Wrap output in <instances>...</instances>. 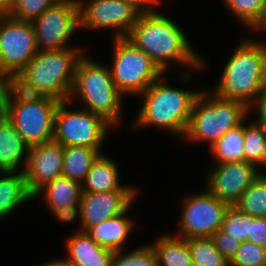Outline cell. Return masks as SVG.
I'll return each instance as SVG.
<instances>
[{
    "label": "cell",
    "mask_w": 266,
    "mask_h": 266,
    "mask_svg": "<svg viewBox=\"0 0 266 266\" xmlns=\"http://www.w3.org/2000/svg\"><path fill=\"white\" fill-rule=\"evenodd\" d=\"M185 32L179 21L157 10L141 13L126 38L152 57L165 73L171 69L172 73L173 66L186 67L180 76L183 86L191 81L195 71L204 72L208 68L207 60L198 54Z\"/></svg>",
    "instance_id": "cell-1"
},
{
    "label": "cell",
    "mask_w": 266,
    "mask_h": 266,
    "mask_svg": "<svg viewBox=\"0 0 266 266\" xmlns=\"http://www.w3.org/2000/svg\"><path fill=\"white\" fill-rule=\"evenodd\" d=\"M166 75L167 73L160 76L136 97L142 103L129 127L130 130L134 129L133 131L155 127L182 139L188 126L193 102L201 90L187 88V85L185 89L171 86L164 79Z\"/></svg>",
    "instance_id": "cell-2"
},
{
    "label": "cell",
    "mask_w": 266,
    "mask_h": 266,
    "mask_svg": "<svg viewBox=\"0 0 266 266\" xmlns=\"http://www.w3.org/2000/svg\"><path fill=\"white\" fill-rule=\"evenodd\" d=\"M84 48L39 50L12 81V85L27 95L68 101L77 62L87 52Z\"/></svg>",
    "instance_id": "cell-3"
},
{
    "label": "cell",
    "mask_w": 266,
    "mask_h": 266,
    "mask_svg": "<svg viewBox=\"0 0 266 266\" xmlns=\"http://www.w3.org/2000/svg\"><path fill=\"white\" fill-rule=\"evenodd\" d=\"M243 36L223 63L219 82L209 90L248 106L266 80V40Z\"/></svg>",
    "instance_id": "cell-4"
},
{
    "label": "cell",
    "mask_w": 266,
    "mask_h": 266,
    "mask_svg": "<svg viewBox=\"0 0 266 266\" xmlns=\"http://www.w3.org/2000/svg\"><path fill=\"white\" fill-rule=\"evenodd\" d=\"M87 53V54H86ZM85 52L76 65L68 101L103 117L114 128L122 124L125 96L117 89L107 64Z\"/></svg>",
    "instance_id": "cell-5"
},
{
    "label": "cell",
    "mask_w": 266,
    "mask_h": 266,
    "mask_svg": "<svg viewBox=\"0 0 266 266\" xmlns=\"http://www.w3.org/2000/svg\"><path fill=\"white\" fill-rule=\"evenodd\" d=\"M248 117L247 106L240 101L225 99L203 88L195 98L183 140L192 145L209 144L210 149L228 130Z\"/></svg>",
    "instance_id": "cell-6"
},
{
    "label": "cell",
    "mask_w": 266,
    "mask_h": 266,
    "mask_svg": "<svg viewBox=\"0 0 266 266\" xmlns=\"http://www.w3.org/2000/svg\"><path fill=\"white\" fill-rule=\"evenodd\" d=\"M58 104L54 98L27 95L11 85L5 98L4 114L31 147L53 140Z\"/></svg>",
    "instance_id": "cell-7"
},
{
    "label": "cell",
    "mask_w": 266,
    "mask_h": 266,
    "mask_svg": "<svg viewBox=\"0 0 266 266\" xmlns=\"http://www.w3.org/2000/svg\"><path fill=\"white\" fill-rule=\"evenodd\" d=\"M112 60L109 64L112 80L125 96L136 98L165 72L147 53L126 37L112 38Z\"/></svg>",
    "instance_id": "cell-8"
},
{
    "label": "cell",
    "mask_w": 266,
    "mask_h": 266,
    "mask_svg": "<svg viewBox=\"0 0 266 266\" xmlns=\"http://www.w3.org/2000/svg\"><path fill=\"white\" fill-rule=\"evenodd\" d=\"M72 105L69 101L59 102L55 113L53 140L64 147L86 146L104 153L103 144L106 143L109 132L115 128L103 117Z\"/></svg>",
    "instance_id": "cell-9"
},
{
    "label": "cell",
    "mask_w": 266,
    "mask_h": 266,
    "mask_svg": "<svg viewBox=\"0 0 266 266\" xmlns=\"http://www.w3.org/2000/svg\"><path fill=\"white\" fill-rule=\"evenodd\" d=\"M199 193L190 194L181 201L182 209L175 236L189 239L211 237L221 228L229 204L220 201L205 187ZM178 231V232H177Z\"/></svg>",
    "instance_id": "cell-10"
},
{
    "label": "cell",
    "mask_w": 266,
    "mask_h": 266,
    "mask_svg": "<svg viewBox=\"0 0 266 266\" xmlns=\"http://www.w3.org/2000/svg\"><path fill=\"white\" fill-rule=\"evenodd\" d=\"M38 50H59L69 47L80 30L78 0H59L32 21Z\"/></svg>",
    "instance_id": "cell-11"
},
{
    "label": "cell",
    "mask_w": 266,
    "mask_h": 266,
    "mask_svg": "<svg viewBox=\"0 0 266 266\" xmlns=\"http://www.w3.org/2000/svg\"><path fill=\"white\" fill-rule=\"evenodd\" d=\"M38 51L32 22L0 15V72L13 81Z\"/></svg>",
    "instance_id": "cell-12"
},
{
    "label": "cell",
    "mask_w": 266,
    "mask_h": 266,
    "mask_svg": "<svg viewBox=\"0 0 266 266\" xmlns=\"http://www.w3.org/2000/svg\"><path fill=\"white\" fill-rule=\"evenodd\" d=\"M78 3L80 30H108L112 38L126 37L141 14L124 0H78Z\"/></svg>",
    "instance_id": "cell-13"
},
{
    "label": "cell",
    "mask_w": 266,
    "mask_h": 266,
    "mask_svg": "<svg viewBox=\"0 0 266 266\" xmlns=\"http://www.w3.org/2000/svg\"><path fill=\"white\" fill-rule=\"evenodd\" d=\"M211 167V168H210ZM205 173L204 187L220 201L233 206L259 175V168L249 162H213Z\"/></svg>",
    "instance_id": "cell-14"
},
{
    "label": "cell",
    "mask_w": 266,
    "mask_h": 266,
    "mask_svg": "<svg viewBox=\"0 0 266 266\" xmlns=\"http://www.w3.org/2000/svg\"><path fill=\"white\" fill-rule=\"evenodd\" d=\"M137 190H115L108 192H82L80 209L81 231L98 225L104 220L126 211L138 199Z\"/></svg>",
    "instance_id": "cell-15"
},
{
    "label": "cell",
    "mask_w": 266,
    "mask_h": 266,
    "mask_svg": "<svg viewBox=\"0 0 266 266\" xmlns=\"http://www.w3.org/2000/svg\"><path fill=\"white\" fill-rule=\"evenodd\" d=\"M64 146L52 140L31 146L24 170L28 191L34 195L46 183L62 176Z\"/></svg>",
    "instance_id": "cell-16"
},
{
    "label": "cell",
    "mask_w": 266,
    "mask_h": 266,
    "mask_svg": "<svg viewBox=\"0 0 266 266\" xmlns=\"http://www.w3.org/2000/svg\"><path fill=\"white\" fill-rule=\"evenodd\" d=\"M134 204L135 202L123 213L89 227L85 232L97 244L113 252L127 249L126 246L129 245L127 239L131 238V233L133 234L135 223H137L134 218L128 215Z\"/></svg>",
    "instance_id": "cell-17"
},
{
    "label": "cell",
    "mask_w": 266,
    "mask_h": 266,
    "mask_svg": "<svg viewBox=\"0 0 266 266\" xmlns=\"http://www.w3.org/2000/svg\"><path fill=\"white\" fill-rule=\"evenodd\" d=\"M119 165L108 154L101 153L92 163L82 185V192H108L115 190H139L132 184H122ZM121 182V183H120Z\"/></svg>",
    "instance_id": "cell-18"
},
{
    "label": "cell",
    "mask_w": 266,
    "mask_h": 266,
    "mask_svg": "<svg viewBox=\"0 0 266 266\" xmlns=\"http://www.w3.org/2000/svg\"><path fill=\"white\" fill-rule=\"evenodd\" d=\"M30 146L4 116L0 120V172L24 171Z\"/></svg>",
    "instance_id": "cell-19"
},
{
    "label": "cell",
    "mask_w": 266,
    "mask_h": 266,
    "mask_svg": "<svg viewBox=\"0 0 266 266\" xmlns=\"http://www.w3.org/2000/svg\"><path fill=\"white\" fill-rule=\"evenodd\" d=\"M65 240V258L76 266H110L112 250L97 244L86 232H72Z\"/></svg>",
    "instance_id": "cell-20"
},
{
    "label": "cell",
    "mask_w": 266,
    "mask_h": 266,
    "mask_svg": "<svg viewBox=\"0 0 266 266\" xmlns=\"http://www.w3.org/2000/svg\"><path fill=\"white\" fill-rule=\"evenodd\" d=\"M33 201L28 191L24 171L0 172V221L16 212L27 202Z\"/></svg>",
    "instance_id": "cell-21"
},
{
    "label": "cell",
    "mask_w": 266,
    "mask_h": 266,
    "mask_svg": "<svg viewBox=\"0 0 266 266\" xmlns=\"http://www.w3.org/2000/svg\"><path fill=\"white\" fill-rule=\"evenodd\" d=\"M82 185L70 178L60 176L46 183L34 195L33 200H43L49 213L63 207L80 205ZM41 197V198H40Z\"/></svg>",
    "instance_id": "cell-22"
},
{
    "label": "cell",
    "mask_w": 266,
    "mask_h": 266,
    "mask_svg": "<svg viewBox=\"0 0 266 266\" xmlns=\"http://www.w3.org/2000/svg\"><path fill=\"white\" fill-rule=\"evenodd\" d=\"M154 238L150 245L156 253L158 266H194L186 239L167 231Z\"/></svg>",
    "instance_id": "cell-23"
},
{
    "label": "cell",
    "mask_w": 266,
    "mask_h": 266,
    "mask_svg": "<svg viewBox=\"0 0 266 266\" xmlns=\"http://www.w3.org/2000/svg\"><path fill=\"white\" fill-rule=\"evenodd\" d=\"M101 152L92 147L66 146L63 151L62 176L82 184L92 163Z\"/></svg>",
    "instance_id": "cell-24"
},
{
    "label": "cell",
    "mask_w": 266,
    "mask_h": 266,
    "mask_svg": "<svg viewBox=\"0 0 266 266\" xmlns=\"http://www.w3.org/2000/svg\"><path fill=\"white\" fill-rule=\"evenodd\" d=\"M250 118L243 121L244 160L259 168L266 159V126Z\"/></svg>",
    "instance_id": "cell-25"
},
{
    "label": "cell",
    "mask_w": 266,
    "mask_h": 266,
    "mask_svg": "<svg viewBox=\"0 0 266 266\" xmlns=\"http://www.w3.org/2000/svg\"><path fill=\"white\" fill-rule=\"evenodd\" d=\"M227 12L236 18L245 30L262 33L264 0H221Z\"/></svg>",
    "instance_id": "cell-26"
},
{
    "label": "cell",
    "mask_w": 266,
    "mask_h": 266,
    "mask_svg": "<svg viewBox=\"0 0 266 266\" xmlns=\"http://www.w3.org/2000/svg\"><path fill=\"white\" fill-rule=\"evenodd\" d=\"M243 122L228 130L214 145L208 149L213 162H232L244 160Z\"/></svg>",
    "instance_id": "cell-27"
},
{
    "label": "cell",
    "mask_w": 266,
    "mask_h": 266,
    "mask_svg": "<svg viewBox=\"0 0 266 266\" xmlns=\"http://www.w3.org/2000/svg\"><path fill=\"white\" fill-rule=\"evenodd\" d=\"M234 206L244 214L266 217V178L258 175Z\"/></svg>",
    "instance_id": "cell-28"
},
{
    "label": "cell",
    "mask_w": 266,
    "mask_h": 266,
    "mask_svg": "<svg viewBox=\"0 0 266 266\" xmlns=\"http://www.w3.org/2000/svg\"><path fill=\"white\" fill-rule=\"evenodd\" d=\"M186 240L194 266H230L229 261L216 249L211 237Z\"/></svg>",
    "instance_id": "cell-29"
},
{
    "label": "cell",
    "mask_w": 266,
    "mask_h": 266,
    "mask_svg": "<svg viewBox=\"0 0 266 266\" xmlns=\"http://www.w3.org/2000/svg\"><path fill=\"white\" fill-rule=\"evenodd\" d=\"M110 266H158L156 253L150 243L135 249L114 252Z\"/></svg>",
    "instance_id": "cell-30"
},
{
    "label": "cell",
    "mask_w": 266,
    "mask_h": 266,
    "mask_svg": "<svg viewBox=\"0 0 266 266\" xmlns=\"http://www.w3.org/2000/svg\"><path fill=\"white\" fill-rule=\"evenodd\" d=\"M220 229L240 242L248 241L251 229V215L242 213L234 205L229 206Z\"/></svg>",
    "instance_id": "cell-31"
},
{
    "label": "cell",
    "mask_w": 266,
    "mask_h": 266,
    "mask_svg": "<svg viewBox=\"0 0 266 266\" xmlns=\"http://www.w3.org/2000/svg\"><path fill=\"white\" fill-rule=\"evenodd\" d=\"M58 1L59 0H13L8 15L20 21L32 22Z\"/></svg>",
    "instance_id": "cell-32"
},
{
    "label": "cell",
    "mask_w": 266,
    "mask_h": 266,
    "mask_svg": "<svg viewBox=\"0 0 266 266\" xmlns=\"http://www.w3.org/2000/svg\"><path fill=\"white\" fill-rule=\"evenodd\" d=\"M230 266H266V248L249 241L240 243Z\"/></svg>",
    "instance_id": "cell-33"
},
{
    "label": "cell",
    "mask_w": 266,
    "mask_h": 266,
    "mask_svg": "<svg viewBox=\"0 0 266 266\" xmlns=\"http://www.w3.org/2000/svg\"><path fill=\"white\" fill-rule=\"evenodd\" d=\"M211 238L216 249L230 262L234 258L241 242L221 229L217 230Z\"/></svg>",
    "instance_id": "cell-34"
},
{
    "label": "cell",
    "mask_w": 266,
    "mask_h": 266,
    "mask_svg": "<svg viewBox=\"0 0 266 266\" xmlns=\"http://www.w3.org/2000/svg\"><path fill=\"white\" fill-rule=\"evenodd\" d=\"M247 112L248 117L252 116L253 122L266 126V80L256 97L247 106Z\"/></svg>",
    "instance_id": "cell-35"
},
{
    "label": "cell",
    "mask_w": 266,
    "mask_h": 266,
    "mask_svg": "<svg viewBox=\"0 0 266 266\" xmlns=\"http://www.w3.org/2000/svg\"><path fill=\"white\" fill-rule=\"evenodd\" d=\"M248 241L266 248V217L251 216V229Z\"/></svg>",
    "instance_id": "cell-36"
},
{
    "label": "cell",
    "mask_w": 266,
    "mask_h": 266,
    "mask_svg": "<svg viewBox=\"0 0 266 266\" xmlns=\"http://www.w3.org/2000/svg\"><path fill=\"white\" fill-rule=\"evenodd\" d=\"M55 219H57L59 222L62 223H73L76 221V219H79L80 223L75 232H80L81 231V225H82V214H81V209L80 205H73V206H68V207H63L58 210H53L50 213Z\"/></svg>",
    "instance_id": "cell-37"
},
{
    "label": "cell",
    "mask_w": 266,
    "mask_h": 266,
    "mask_svg": "<svg viewBox=\"0 0 266 266\" xmlns=\"http://www.w3.org/2000/svg\"><path fill=\"white\" fill-rule=\"evenodd\" d=\"M130 4H132L135 8H137L141 13L145 12H153L159 10L160 3L162 4V0H124Z\"/></svg>",
    "instance_id": "cell-38"
},
{
    "label": "cell",
    "mask_w": 266,
    "mask_h": 266,
    "mask_svg": "<svg viewBox=\"0 0 266 266\" xmlns=\"http://www.w3.org/2000/svg\"><path fill=\"white\" fill-rule=\"evenodd\" d=\"M12 81L2 72H0V111H4L5 98Z\"/></svg>",
    "instance_id": "cell-39"
},
{
    "label": "cell",
    "mask_w": 266,
    "mask_h": 266,
    "mask_svg": "<svg viewBox=\"0 0 266 266\" xmlns=\"http://www.w3.org/2000/svg\"><path fill=\"white\" fill-rule=\"evenodd\" d=\"M38 266V264H37ZM39 266H76L74 263L68 261L65 257H57L55 259H50L47 262L40 264Z\"/></svg>",
    "instance_id": "cell-40"
},
{
    "label": "cell",
    "mask_w": 266,
    "mask_h": 266,
    "mask_svg": "<svg viewBox=\"0 0 266 266\" xmlns=\"http://www.w3.org/2000/svg\"><path fill=\"white\" fill-rule=\"evenodd\" d=\"M12 4L13 0H0V15H8Z\"/></svg>",
    "instance_id": "cell-41"
},
{
    "label": "cell",
    "mask_w": 266,
    "mask_h": 266,
    "mask_svg": "<svg viewBox=\"0 0 266 266\" xmlns=\"http://www.w3.org/2000/svg\"><path fill=\"white\" fill-rule=\"evenodd\" d=\"M262 33H266V0H264V9L262 12Z\"/></svg>",
    "instance_id": "cell-42"
},
{
    "label": "cell",
    "mask_w": 266,
    "mask_h": 266,
    "mask_svg": "<svg viewBox=\"0 0 266 266\" xmlns=\"http://www.w3.org/2000/svg\"><path fill=\"white\" fill-rule=\"evenodd\" d=\"M259 175L266 178V159L264 163L259 167Z\"/></svg>",
    "instance_id": "cell-43"
},
{
    "label": "cell",
    "mask_w": 266,
    "mask_h": 266,
    "mask_svg": "<svg viewBox=\"0 0 266 266\" xmlns=\"http://www.w3.org/2000/svg\"><path fill=\"white\" fill-rule=\"evenodd\" d=\"M5 116L4 111H0V120Z\"/></svg>",
    "instance_id": "cell-44"
}]
</instances>
